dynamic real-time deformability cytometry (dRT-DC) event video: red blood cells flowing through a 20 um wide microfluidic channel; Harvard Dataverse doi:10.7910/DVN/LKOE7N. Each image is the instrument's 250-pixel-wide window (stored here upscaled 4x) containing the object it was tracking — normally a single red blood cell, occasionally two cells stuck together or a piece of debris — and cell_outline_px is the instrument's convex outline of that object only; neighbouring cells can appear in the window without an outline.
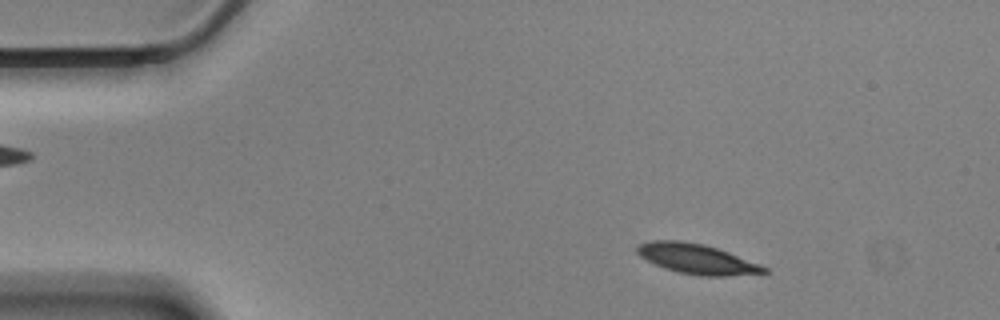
{"species": "Egyptian fruit bat (a non-hibernating species)", "species_latin": "Rousettus aegyptiacus", "temperature_condition": "cold", "stored_images_in_passage": 49, "camera_frame_rate_fps": 3000, "um_per_image_px": 0.085, "animal": {"sex": "male"}, "frame": {"image": 1, "passage_image": 6, "time_ms": 1.667, "image_size_px": [1000, 320], "cell_outline_px": [[768, 272], [724, 276], [700, 276], [676, 272], [664, 268], [640, 256], [636, 252], [636, 248], [640, 244], [652, 240], [680, 240], [704, 244], [728, 252], [760, 264], [768, 268]], "centroid_in_image_um": [59.22, 22.01], "position_along_channel_um": 25.8, "area_um2": 22.02}}
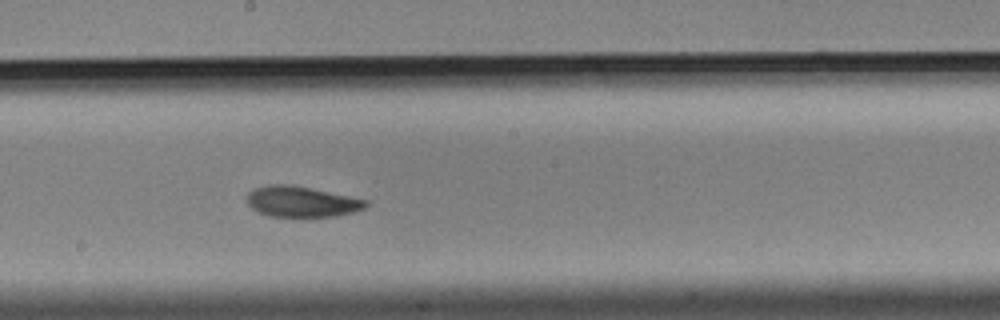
{"frame": {"image": 2, "passage_image": 29, "time_ms": 9.333, "image_size_px": [1000, 320], "cell_outline_px": [[368, 204], [364, 208], [356, 212], [336, 216], [268, 216], [256, 212], [248, 204], [248, 192], [256, 188], [268, 184], [288, 184], [368, 200]], "centroid_in_image_um": [25.62, 17.15], "position_along_channel_um": 222.6, "area_um2": 21.04}}
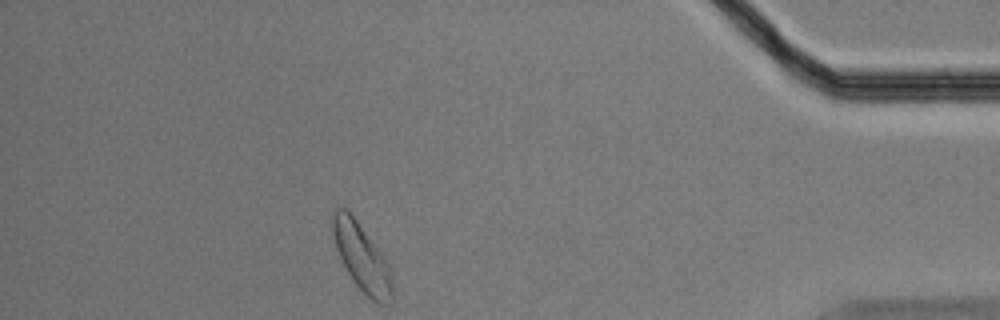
{"frame": {"image": 3, "passage_image": 49, "time_ms": 16.0, "image_size_px": [1000, 320], "cell_outline_px": [[392, 300], [388, 304], [376, 304], [356, 284], [348, 272], [336, 248], [332, 232], [332, 208], [336, 204], [344, 208], [356, 220], [388, 260], [392, 268]], "centroid_in_image_um": [30.77, 21.86], "position_along_channel_um": 404.4, "area_um2": 23.58}, "authors_computed_cell_mechanics": {"area_um2": 21.8484, "velocity_mm_per_s": 3.4198, "shape_relaxation_time_tau1_ms": 3.0204, "shape_relaxation_time_tau2_ms": 3.5124, "deformation_change_tau1": 0.1098, "deformation_change_tau2": 0.0875}}